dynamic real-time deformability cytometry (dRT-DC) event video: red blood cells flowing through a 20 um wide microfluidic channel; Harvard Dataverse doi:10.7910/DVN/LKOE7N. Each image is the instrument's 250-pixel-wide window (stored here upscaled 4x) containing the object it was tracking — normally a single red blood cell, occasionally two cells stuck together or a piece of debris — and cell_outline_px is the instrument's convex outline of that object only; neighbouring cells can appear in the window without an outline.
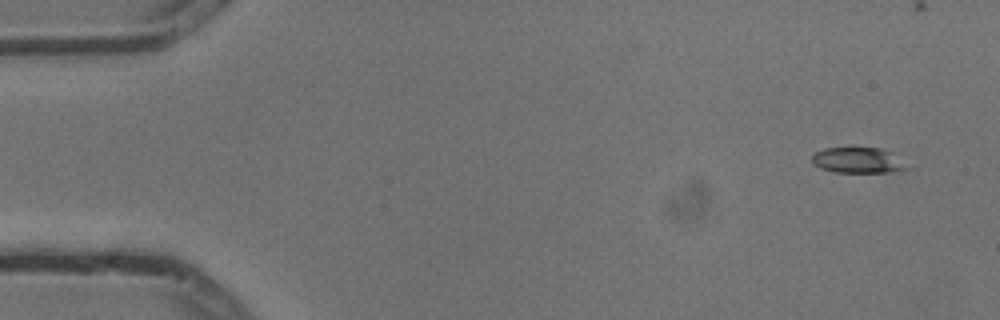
{"species": "common noctule bat (a hibernating species)", "species_latin": "Nyctalus noctula", "temperature_condition": "cold", "stored_images_in_passage": 5, "camera_frame_rate_fps": 3000, "um_per_image_px": 0.085, "animal": {"sex": "male", "body_mass_g": 13.3}, "frame": {"image": 1, "passage_image": 1, "time_ms": 0.0, "image_size_px": [1000, 320], "cell_outline_px": [[908, 168], [892, 172], [836, 172], [820, 168], [812, 164], [812, 156], [816, 152], [824, 148], [880, 148], [888, 152]], "centroid_in_image_um": [72.81, 13.63], "position_along_channel_um": 12.2, "area_um2": 13.7}}
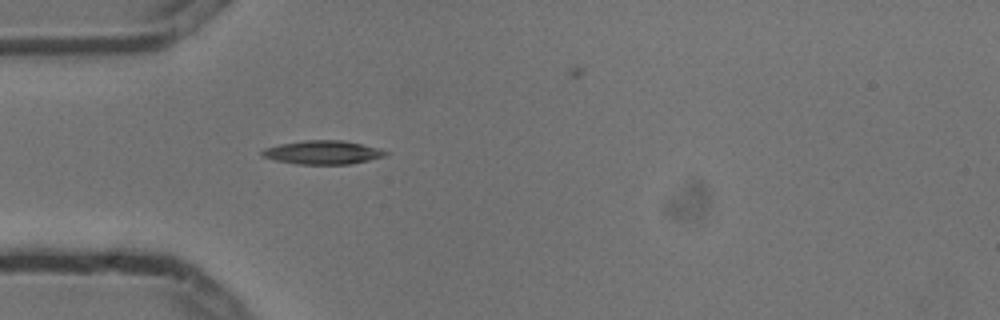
{"frame": {"image": 2, "passage_image": 5, "time_ms": 1.333, "image_size_px": [1000, 320], "cell_outline_px": [[388, 152], [384, 156], [352, 164], [296, 164], [276, 160], [260, 156], [260, 152], [264, 148], [280, 144], [304, 140], [344, 140], [376, 148]], "centroid_in_image_um": [27.37, 12.95], "position_along_channel_um": 57.6, "area_um2": 16.88}}